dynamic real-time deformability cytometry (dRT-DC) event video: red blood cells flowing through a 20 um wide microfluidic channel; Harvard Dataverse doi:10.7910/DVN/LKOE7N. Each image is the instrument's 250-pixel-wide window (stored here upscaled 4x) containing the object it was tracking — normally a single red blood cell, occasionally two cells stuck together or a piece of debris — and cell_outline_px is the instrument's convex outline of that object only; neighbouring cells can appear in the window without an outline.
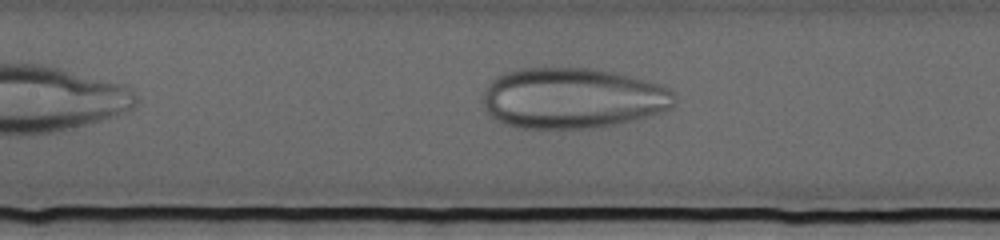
{"species": "human", "species_latin": "Homo sapiens", "temperature_condition": "cold", "stored_images_in_passage": 56, "camera_frame_rate_fps": 3000, "um_per_image_px": 0.085, "donor": {"sex": "female"}, "frame": {"image": 1, "passage_image": 15, "time_ms": 4.667, "image_size_px": [1000, 240], "cell_outline_px": [[676, 104], [672, 108], [660, 112], [616, 124], [592, 128], [516, 128], [500, 124], [484, 108], [480, 96], [488, 84], [492, 80], [504, 72], [516, 68], [592, 68], [612, 72], [660, 84], [672, 88], [676, 96]], "centroid_in_image_um": [48.62, 8.34], "position_along_channel_um": 158.8, "area_um2": 68.32}}
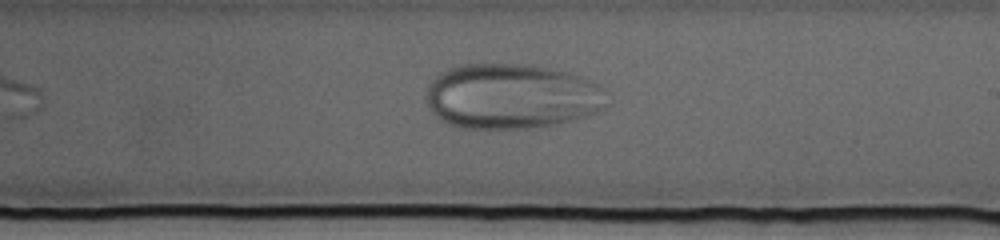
{"frame": {"image": 2, "passage_image": 25, "time_ms": 8.0, "image_size_px": [1000, 240], "cell_outline_px": [[608, 104], [604, 108], [588, 116], [556, 124], [532, 128], [456, 128], [440, 120], [428, 108], [428, 84], [440, 72], [448, 68], [460, 64], [532, 64], [564, 72], [592, 80], [600, 84], [608, 92]], "centroid_in_image_um": [43.51, 8.19], "position_along_channel_um": 245.5, "area_um2": 69.36}}
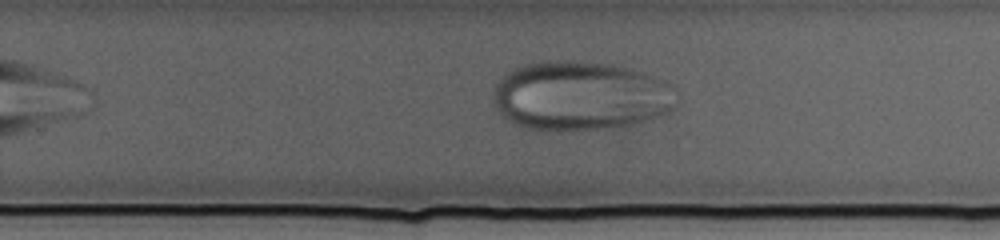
{"frame": {"image": 3, "passage_image": 29, "time_ms": 9.333, "image_size_px": [1000, 240], "cell_outline_px": [[680, 92], [676, 104], [668, 112], [632, 124], [608, 128], [560, 132], [540, 132], [524, 128], [508, 120], [496, 108], [492, 100], [492, 92], [496, 84], [508, 72], [524, 64], [544, 60], [584, 60], [620, 64], [668, 80]], "centroid_in_image_um": [49.37, 8.14], "position_along_channel_um": 280.4, "area_um2": 76.01}}